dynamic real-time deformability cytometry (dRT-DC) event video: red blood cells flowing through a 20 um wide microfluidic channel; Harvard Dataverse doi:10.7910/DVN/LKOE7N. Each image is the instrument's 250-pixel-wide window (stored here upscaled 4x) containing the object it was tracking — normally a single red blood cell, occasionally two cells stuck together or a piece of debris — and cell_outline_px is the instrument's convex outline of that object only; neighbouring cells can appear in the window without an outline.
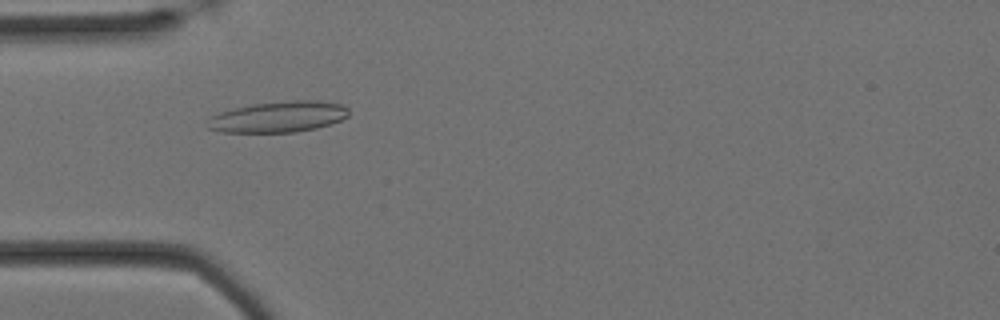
{"species": "Egyptian fruit bat (a non-hibernating species)", "species_latin": "Rousettus aegyptiacus", "temperature_condition": "cold", "stored_images_in_passage": 32, "camera_frame_rate_fps": 3000, "um_per_image_px": 0.085, "animal": {"sex": "female"}, "frame": {"image": 1, "passage_image": 2, "time_ms": 0.333, "image_size_px": [1000, 320], "cell_outline_px": [[348, 116], [340, 120], [316, 128], [296, 132], [220, 132], [208, 128], [208, 120], [212, 116], [220, 112], [252, 104], [296, 100], [316, 100], [344, 104], [348, 108]], "centroid_in_image_um": [23.69, 9.93], "position_along_channel_um": 61.3, "area_um2": 25.32}}
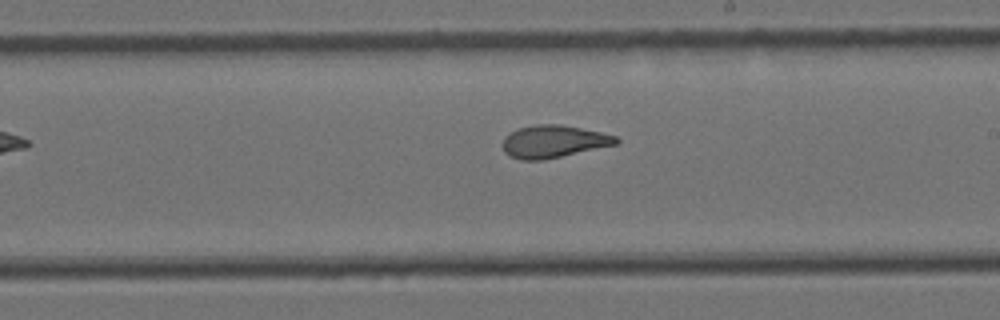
{"frame": {"image": 2, "passage_image": 18, "time_ms": 5.667, "image_size_px": [1000, 320], "cell_outline_px": [[620, 140], [616, 144], [560, 156], [540, 160], [520, 160], [504, 152], [504, 136], [516, 128], [536, 124], [560, 124], [600, 132], [616, 136]], "centroid_in_image_um": [47.02, 12.01], "position_along_channel_um": 242.0, "area_um2": 21.15}}
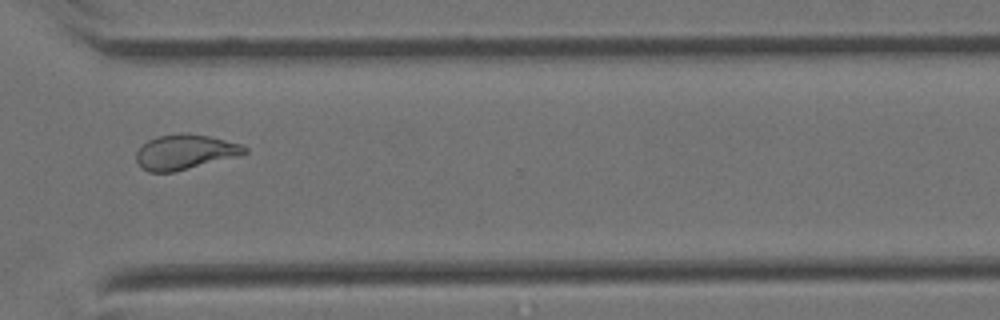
{"frame": {"image": 3, "passage_image": 28, "time_ms": 9.0, "image_size_px": [1000, 320], "cell_outline_px": [[248, 152], [240, 156], [176, 172], [148, 172], [140, 168], [136, 160], [136, 152], [148, 140], [156, 136], [180, 132], [208, 136], [240, 144], [248, 148]], "centroid_in_image_um": [15.72, 12.93], "position_along_channel_um": 354.9, "area_um2": 22.31}, "authors_computed_cell_mechanics": {"area_um2": 21.4149, "velocity_mm_per_s": 3.3939, "shape_relaxation_time_tau1_ms": null, "shape_relaxation_time_tau2_ms": 2.3718, "deformation_change_tau1": null, "deformation_change_tau2": 0.0784}}